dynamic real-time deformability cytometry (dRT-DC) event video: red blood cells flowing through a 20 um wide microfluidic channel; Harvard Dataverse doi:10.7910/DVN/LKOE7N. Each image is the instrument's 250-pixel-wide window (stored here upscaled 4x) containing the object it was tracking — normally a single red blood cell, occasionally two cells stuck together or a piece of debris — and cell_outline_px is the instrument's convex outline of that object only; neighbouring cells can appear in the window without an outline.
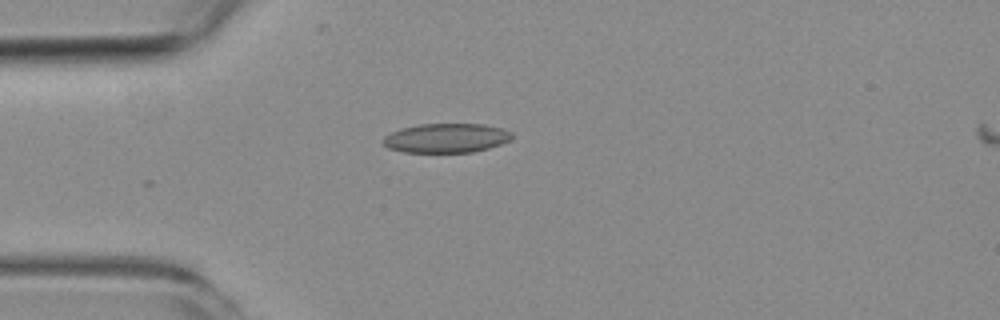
{"species": "common noctule bat (a hibernating species)", "species_latin": "Nyctalus noctula", "temperature_condition": "room temperature", "stored_images_in_passage": 4, "camera_frame_rate_fps": 3000, "um_per_image_px": 0.085, "animal": {"sex": "female", "body_mass_g": 19.3, "forearm_length_mm": 54.1}, "frame": {"image": 1, "passage_image": 4, "time_ms": 3.333, "image_size_px": [1000, 320], "cell_outline_px": [[512, 136], [508, 140], [500, 144], [488, 148], [472, 152], [404, 152], [388, 148], [380, 140], [384, 136], [392, 132], [404, 128], [420, 124], [484, 124], [504, 128], [512, 132]], "centroid_in_image_um": [37.93, 11.73], "position_along_channel_um": 47.1, "area_um2": 21.91}}